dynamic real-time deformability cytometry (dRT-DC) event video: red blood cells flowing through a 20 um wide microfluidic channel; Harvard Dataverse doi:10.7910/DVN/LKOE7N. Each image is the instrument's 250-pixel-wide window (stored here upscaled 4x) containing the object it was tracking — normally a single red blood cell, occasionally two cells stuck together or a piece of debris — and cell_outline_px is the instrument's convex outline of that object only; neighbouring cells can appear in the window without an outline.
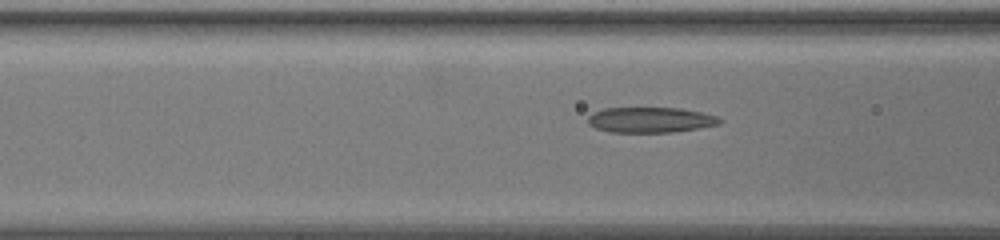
{"species": "common noctule bat (a hibernating species)", "species_latin": "Nyctalus noctula", "temperature_condition": "warm", "stored_images_in_passage": 21, "camera_frame_rate_fps": 3000, "um_per_image_px": 0.085, "animal": {"sex": "female", "body_mass_g": 19.5, "forearm_length_mm": 54.1}, "frame": {"image": 1, "passage_image": 15, "time_ms": 4.667, "image_size_px": [1000, 240], "cell_outline_px": [[724, 120], [720, 124], [672, 132], [608, 132], [596, 128], [588, 124], [588, 116], [592, 112], [604, 108], [680, 108], [700, 112], [716, 116]], "centroid_in_image_um": [55.25, 10.19], "position_along_channel_um": 111.3, "area_um2": 19.48}}
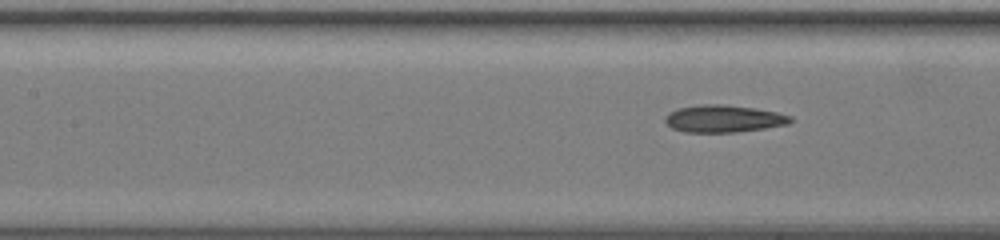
{"frame": {"image": 2, "passage_image": 18, "time_ms": 5.667, "image_size_px": [1000, 240], "cell_outline_px": [[792, 120], [788, 124], [764, 128], [736, 132], [684, 132], [672, 128], [664, 120], [664, 116], [680, 108], [704, 104], [724, 104], [756, 108], [776, 112], [792, 116]], "centroid_in_image_um": [61.52, 10.09], "position_along_channel_um": 145.9, "area_um2": 19.77}}